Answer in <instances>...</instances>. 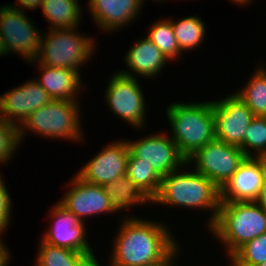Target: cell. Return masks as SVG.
I'll return each instance as SVG.
<instances>
[{"mask_svg": "<svg viewBox=\"0 0 266 266\" xmlns=\"http://www.w3.org/2000/svg\"><path fill=\"white\" fill-rule=\"evenodd\" d=\"M124 217L113 240L109 266H148L178 244L167 224L137 216Z\"/></svg>", "mask_w": 266, "mask_h": 266, "instance_id": "6da1fadb", "label": "cell"}, {"mask_svg": "<svg viewBox=\"0 0 266 266\" xmlns=\"http://www.w3.org/2000/svg\"><path fill=\"white\" fill-rule=\"evenodd\" d=\"M182 168L162 177L161 187L152 203L178 207L210 210L207 223L210 229L215 223L220 208V189L203 174Z\"/></svg>", "mask_w": 266, "mask_h": 266, "instance_id": "7a4b0ae2", "label": "cell"}, {"mask_svg": "<svg viewBox=\"0 0 266 266\" xmlns=\"http://www.w3.org/2000/svg\"><path fill=\"white\" fill-rule=\"evenodd\" d=\"M165 113L172 129L170 138L185 159L216 138L212 101L173 102Z\"/></svg>", "mask_w": 266, "mask_h": 266, "instance_id": "3957f363", "label": "cell"}, {"mask_svg": "<svg viewBox=\"0 0 266 266\" xmlns=\"http://www.w3.org/2000/svg\"><path fill=\"white\" fill-rule=\"evenodd\" d=\"M209 231L220 240L230 258L245 243L266 233V211L256 202L220 203Z\"/></svg>", "mask_w": 266, "mask_h": 266, "instance_id": "277c9868", "label": "cell"}, {"mask_svg": "<svg viewBox=\"0 0 266 266\" xmlns=\"http://www.w3.org/2000/svg\"><path fill=\"white\" fill-rule=\"evenodd\" d=\"M80 104L78 100H51L33 111L17 129L19 145L25 138V130L45 138L83 141Z\"/></svg>", "mask_w": 266, "mask_h": 266, "instance_id": "5b68a950", "label": "cell"}, {"mask_svg": "<svg viewBox=\"0 0 266 266\" xmlns=\"http://www.w3.org/2000/svg\"><path fill=\"white\" fill-rule=\"evenodd\" d=\"M78 29H49L48 33H42L39 54L29 62L80 72L79 67L86 66L93 57L96 42L87 34H79Z\"/></svg>", "mask_w": 266, "mask_h": 266, "instance_id": "8992f818", "label": "cell"}, {"mask_svg": "<svg viewBox=\"0 0 266 266\" xmlns=\"http://www.w3.org/2000/svg\"><path fill=\"white\" fill-rule=\"evenodd\" d=\"M25 11L0 6V38L6 55L19 54L29 63L39 54L42 33Z\"/></svg>", "mask_w": 266, "mask_h": 266, "instance_id": "52a82bcc", "label": "cell"}, {"mask_svg": "<svg viewBox=\"0 0 266 266\" xmlns=\"http://www.w3.org/2000/svg\"><path fill=\"white\" fill-rule=\"evenodd\" d=\"M247 156L239 146L214 139L186 159L189 168L203 174L221 189Z\"/></svg>", "mask_w": 266, "mask_h": 266, "instance_id": "ba28073f", "label": "cell"}, {"mask_svg": "<svg viewBox=\"0 0 266 266\" xmlns=\"http://www.w3.org/2000/svg\"><path fill=\"white\" fill-rule=\"evenodd\" d=\"M115 73L108 81L105 102L114 116L117 115L134 128L142 129L146 126L147 109L142 86L137 78Z\"/></svg>", "mask_w": 266, "mask_h": 266, "instance_id": "9c48e42d", "label": "cell"}, {"mask_svg": "<svg viewBox=\"0 0 266 266\" xmlns=\"http://www.w3.org/2000/svg\"><path fill=\"white\" fill-rule=\"evenodd\" d=\"M165 132H158L137 140H127L130 152L152 165L162 178L183 167L188 168L186 159L180 154L176 143Z\"/></svg>", "mask_w": 266, "mask_h": 266, "instance_id": "30bf717a", "label": "cell"}, {"mask_svg": "<svg viewBox=\"0 0 266 266\" xmlns=\"http://www.w3.org/2000/svg\"><path fill=\"white\" fill-rule=\"evenodd\" d=\"M216 139L241 147L250 122L255 117L251 109L238 95H226L221 100H213Z\"/></svg>", "mask_w": 266, "mask_h": 266, "instance_id": "8fae6325", "label": "cell"}, {"mask_svg": "<svg viewBox=\"0 0 266 266\" xmlns=\"http://www.w3.org/2000/svg\"><path fill=\"white\" fill-rule=\"evenodd\" d=\"M129 152L126 139L116 140L89 159L76 175L87 183L109 184L126 174Z\"/></svg>", "mask_w": 266, "mask_h": 266, "instance_id": "7c38bea8", "label": "cell"}, {"mask_svg": "<svg viewBox=\"0 0 266 266\" xmlns=\"http://www.w3.org/2000/svg\"><path fill=\"white\" fill-rule=\"evenodd\" d=\"M266 173V158L246 157L220 189V202H256Z\"/></svg>", "mask_w": 266, "mask_h": 266, "instance_id": "4fadbf2b", "label": "cell"}, {"mask_svg": "<svg viewBox=\"0 0 266 266\" xmlns=\"http://www.w3.org/2000/svg\"><path fill=\"white\" fill-rule=\"evenodd\" d=\"M52 99L35 79L0 95V115L18 129L27 117Z\"/></svg>", "mask_w": 266, "mask_h": 266, "instance_id": "5bb4252c", "label": "cell"}, {"mask_svg": "<svg viewBox=\"0 0 266 266\" xmlns=\"http://www.w3.org/2000/svg\"><path fill=\"white\" fill-rule=\"evenodd\" d=\"M51 225L44 231L41 239L50 245L72 249L82 253L93 250L89 241L85 223L58 202L51 209Z\"/></svg>", "mask_w": 266, "mask_h": 266, "instance_id": "9a60e30c", "label": "cell"}, {"mask_svg": "<svg viewBox=\"0 0 266 266\" xmlns=\"http://www.w3.org/2000/svg\"><path fill=\"white\" fill-rule=\"evenodd\" d=\"M70 182V189L58 203L73 212L81 222L85 223V218L88 216L116 212L103 186L87 183L76 174Z\"/></svg>", "mask_w": 266, "mask_h": 266, "instance_id": "2e32d148", "label": "cell"}, {"mask_svg": "<svg viewBox=\"0 0 266 266\" xmlns=\"http://www.w3.org/2000/svg\"><path fill=\"white\" fill-rule=\"evenodd\" d=\"M144 3L145 0H91L87 7L95 25L108 33L134 23Z\"/></svg>", "mask_w": 266, "mask_h": 266, "instance_id": "e0dca14e", "label": "cell"}, {"mask_svg": "<svg viewBox=\"0 0 266 266\" xmlns=\"http://www.w3.org/2000/svg\"><path fill=\"white\" fill-rule=\"evenodd\" d=\"M124 56V62L127 63L126 65L130 70L121 69L118 72L133 78H138V75H140L139 78L141 76L143 78H155L166 67V62H170L147 37L136 40Z\"/></svg>", "mask_w": 266, "mask_h": 266, "instance_id": "ac0fdd59", "label": "cell"}, {"mask_svg": "<svg viewBox=\"0 0 266 266\" xmlns=\"http://www.w3.org/2000/svg\"><path fill=\"white\" fill-rule=\"evenodd\" d=\"M41 79L35 81L42 86L52 100H78L80 89L83 92L81 72L56 68L38 63Z\"/></svg>", "mask_w": 266, "mask_h": 266, "instance_id": "d6986e66", "label": "cell"}, {"mask_svg": "<svg viewBox=\"0 0 266 266\" xmlns=\"http://www.w3.org/2000/svg\"><path fill=\"white\" fill-rule=\"evenodd\" d=\"M78 0H43L41 9L46 21L50 23L48 29L78 27L83 17L82 5Z\"/></svg>", "mask_w": 266, "mask_h": 266, "instance_id": "ffe728a7", "label": "cell"}, {"mask_svg": "<svg viewBox=\"0 0 266 266\" xmlns=\"http://www.w3.org/2000/svg\"><path fill=\"white\" fill-rule=\"evenodd\" d=\"M108 195L110 204L116 211L131 209L140 204L152 203L141 189L125 174L117 180L103 186Z\"/></svg>", "mask_w": 266, "mask_h": 266, "instance_id": "44dd1931", "label": "cell"}, {"mask_svg": "<svg viewBox=\"0 0 266 266\" xmlns=\"http://www.w3.org/2000/svg\"><path fill=\"white\" fill-rule=\"evenodd\" d=\"M266 64L257 65L243 88L234 92L255 116H266Z\"/></svg>", "mask_w": 266, "mask_h": 266, "instance_id": "7402d4cb", "label": "cell"}, {"mask_svg": "<svg viewBox=\"0 0 266 266\" xmlns=\"http://www.w3.org/2000/svg\"><path fill=\"white\" fill-rule=\"evenodd\" d=\"M126 175L151 201L157 196L162 178L155 172L152 165L136 158L131 152L127 161Z\"/></svg>", "mask_w": 266, "mask_h": 266, "instance_id": "603a6c76", "label": "cell"}, {"mask_svg": "<svg viewBox=\"0 0 266 266\" xmlns=\"http://www.w3.org/2000/svg\"><path fill=\"white\" fill-rule=\"evenodd\" d=\"M170 22L182 54L200 48L206 36L205 23L200 16H188L177 21L170 18Z\"/></svg>", "mask_w": 266, "mask_h": 266, "instance_id": "cb8c5ba5", "label": "cell"}, {"mask_svg": "<svg viewBox=\"0 0 266 266\" xmlns=\"http://www.w3.org/2000/svg\"><path fill=\"white\" fill-rule=\"evenodd\" d=\"M146 37L151 40L164 54V56L173 62L181 56L177 39L174 34L170 18L158 19L152 23Z\"/></svg>", "mask_w": 266, "mask_h": 266, "instance_id": "d4e9b609", "label": "cell"}, {"mask_svg": "<svg viewBox=\"0 0 266 266\" xmlns=\"http://www.w3.org/2000/svg\"><path fill=\"white\" fill-rule=\"evenodd\" d=\"M34 266H75L83 254L72 249L53 246L40 239Z\"/></svg>", "mask_w": 266, "mask_h": 266, "instance_id": "484cf974", "label": "cell"}, {"mask_svg": "<svg viewBox=\"0 0 266 266\" xmlns=\"http://www.w3.org/2000/svg\"><path fill=\"white\" fill-rule=\"evenodd\" d=\"M240 148L247 157L266 158V116L252 119Z\"/></svg>", "mask_w": 266, "mask_h": 266, "instance_id": "4316f807", "label": "cell"}, {"mask_svg": "<svg viewBox=\"0 0 266 266\" xmlns=\"http://www.w3.org/2000/svg\"><path fill=\"white\" fill-rule=\"evenodd\" d=\"M230 258L237 266H256L266 262V233L245 243Z\"/></svg>", "mask_w": 266, "mask_h": 266, "instance_id": "83f0119b", "label": "cell"}, {"mask_svg": "<svg viewBox=\"0 0 266 266\" xmlns=\"http://www.w3.org/2000/svg\"><path fill=\"white\" fill-rule=\"evenodd\" d=\"M19 149L17 129L0 115V164H7Z\"/></svg>", "mask_w": 266, "mask_h": 266, "instance_id": "f1b7e54d", "label": "cell"}, {"mask_svg": "<svg viewBox=\"0 0 266 266\" xmlns=\"http://www.w3.org/2000/svg\"><path fill=\"white\" fill-rule=\"evenodd\" d=\"M10 194L6 188L5 180L0 172V237L5 234L10 225L11 208Z\"/></svg>", "mask_w": 266, "mask_h": 266, "instance_id": "f546056e", "label": "cell"}, {"mask_svg": "<svg viewBox=\"0 0 266 266\" xmlns=\"http://www.w3.org/2000/svg\"><path fill=\"white\" fill-rule=\"evenodd\" d=\"M180 244H177L168 254H166L161 260H159L158 262H155L151 265L148 266H178L175 265V259L177 257V255L179 254V252L181 251L180 249ZM180 249V250H179ZM174 260V262H173Z\"/></svg>", "mask_w": 266, "mask_h": 266, "instance_id": "4dcf8cb0", "label": "cell"}, {"mask_svg": "<svg viewBox=\"0 0 266 266\" xmlns=\"http://www.w3.org/2000/svg\"><path fill=\"white\" fill-rule=\"evenodd\" d=\"M75 266H101L99 264V261L97 260V257L94 255L93 250L83 253Z\"/></svg>", "mask_w": 266, "mask_h": 266, "instance_id": "1f68e13d", "label": "cell"}, {"mask_svg": "<svg viewBox=\"0 0 266 266\" xmlns=\"http://www.w3.org/2000/svg\"><path fill=\"white\" fill-rule=\"evenodd\" d=\"M17 5H12L9 3L10 6H13L15 8H18V9H26V10H29V9H38L39 7H41L42 3H43V0H17ZM20 4V5H19Z\"/></svg>", "mask_w": 266, "mask_h": 266, "instance_id": "d6a6232c", "label": "cell"}, {"mask_svg": "<svg viewBox=\"0 0 266 266\" xmlns=\"http://www.w3.org/2000/svg\"><path fill=\"white\" fill-rule=\"evenodd\" d=\"M10 252L0 237V266H7L10 263Z\"/></svg>", "mask_w": 266, "mask_h": 266, "instance_id": "836d02e7", "label": "cell"}, {"mask_svg": "<svg viewBox=\"0 0 266 266\" xmlns=\"http://www.w3.org/2000/svg\"><path fill=\"white\" fill-rule=\"evenodd\" d=\"M256 203L266 211V173L264 175L262 188L260 190Z\"/></svg>", "mask_w": 266, "mask_h": 266, "instance_id": "e575fe53", "label": "cell"}, {"mask_svg": "<svg viewBox=\"0 0 266 266\" xmlns=\"http://www.w3.org/2000/svg\"><path fill=\"white\" fill-rule=\"evenodd\" d=\"M230 1H232V3H235V4L239 5V6H242V5L247 6L248 4L251 3L252 0H230Z\"/></svg>", "mask_w": 266, "mask_h": 266, "instance_id": "d590c367", "label": "cell"}, {"mask_svg": "<svg viewBox=\"0 0 266 266\" xmlns=\"http://www.w3.org/2000/svg\"><path fill=\"white\" fill-rule=\"evenodd\" d=\"M3 56L5 55L6 56V52H5V49H4V46H3V43L1 41V38H0V56Z\"/></svg>", "mask_w": 266, "mask_h": 266, "instance_id": "8d00e7d4", "label": "cell"}, {"mask_svg": "<svg viewBox=\"0 0 266 266\" xmlns=\"http://www.w3.org/2000/svg\"><path fill=\"white\" fill-rule=\"evenodd\" d=\"M229 259L231 261V264H229L228 266H237L231 258H229Z\"/></svg>", "mask_w": 266, "mask_h": 266, "instance_id": "74e56055", "label": "cell"}, {"mask_svg": "<svg viewBox=\"0 0 266 266\" xmlns=\"http://www.w3.org/2000/svg\"><path fill=\"white\" fill-rule=\"evenodd\" d=\"M256 266H266V262L260 263V264H258Z\"/></svg>", "mask_w": 266, "mask_h": 266, "instance_id": "f35d334b", "label": "cell"}, {"mask_svg": "<svg viewBox=\"0 0 266 266\" xmlns=\"http://www.w3.org/2000/svg\"><path fill=\"white\" fill-rule=\"evenodd\" d=\"M152 1H154V2H158L159 1V3H160V2H163V1H166V0H152Z\"/></svg>", "mask_w": 266, "mask_h": 266, "instance_id": "ab89813d", "label": "cell"}]
</instances>
